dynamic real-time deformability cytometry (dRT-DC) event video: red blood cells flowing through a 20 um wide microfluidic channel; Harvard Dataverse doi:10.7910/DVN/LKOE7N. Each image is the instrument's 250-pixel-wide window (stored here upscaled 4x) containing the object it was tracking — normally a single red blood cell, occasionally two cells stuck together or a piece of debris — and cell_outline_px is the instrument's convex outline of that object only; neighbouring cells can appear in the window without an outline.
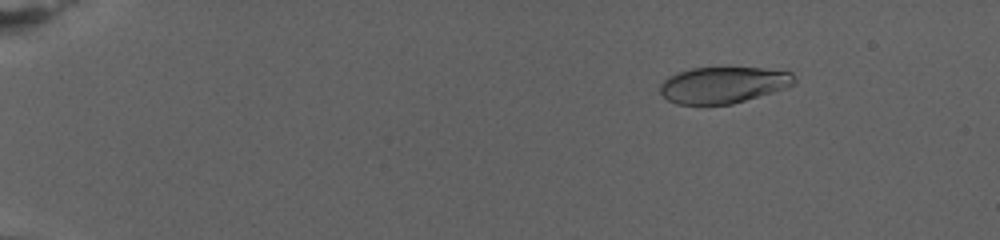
{"species": "human", "species_latin": "Homo sapiens", "temperature_condition": "warm", "stored_images_in_passage": 70, "camera_frame_rate_fps": 3000, "um_per_image_px": 0.085, "donor": {"sex": "female"}, "frame": {"image": 1, "passage_image": 12, "time_ms": 3.667, "image_size_px": [1000, 240], "cell_outline_px": [[796, 84], [772, 92], [732, 104], [676, 104], [668, 100], [660, 92], [660, 84], [668, 76], [692, 68], [760, 68], [792, 72], [796, 80]], "centroid_in_image_um": [61.48, 7.22], "position_along_channel_um": 23.5, "area_um2": 28.21}}
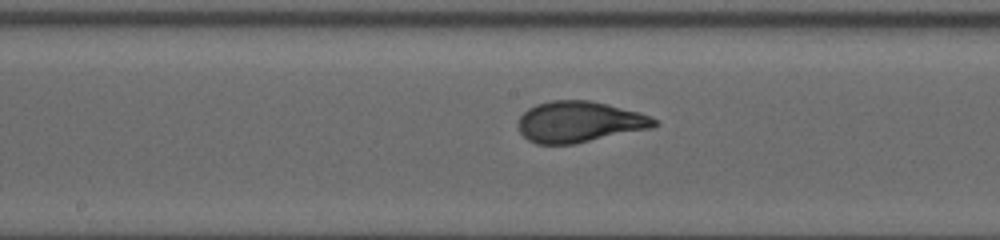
{"frame": {"image": 2, "passage_image": 45, "time_ms": 14.667, "image_size_px": [1000, 240], "cell_outline_px": [[656, 124], [652, 128], [572, 144], [536, 144], [528, 140], [520, 132], [516, 124], [520, 116], [528, 108], [536, 104], [552, 100], [588, 100], [640, 112], [656, 120]], "centroid_in_image_um": [49.19, 10.36], "position_along_channel_um": 199.0, "area_um2": 32.37}}
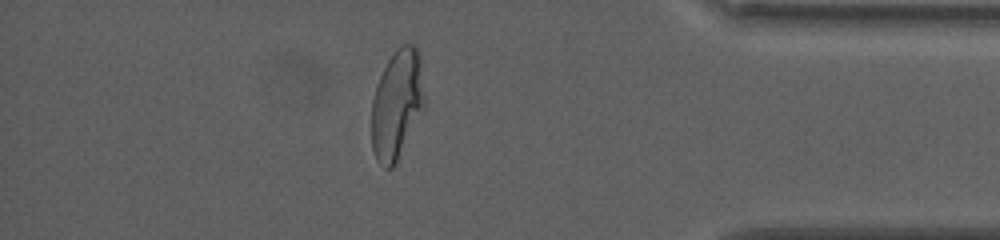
{"frame": {"image": 3, "passage_image": 70, "time_ms": 23.0, "image_size_px": [1000, 240], "cell_outline_px": [[424, 104], [396, 164], [392, 168], [384, 168], [376, 160], [372, 148], [372, 100], [376, 84], [388, 60], [396, 48], [400, 44], [412, 44], [416, 48], [420, 56], [424, 92]], "centroid_in_image_um": [33.72, 8.86], "position_along_channel_um": 401.5, "area_um2": 33.41}, "authors_computed_cell_mechanics": {"area_um2": 31.79, "velocity_mm_per_s": 2.7313, "shape_relaxation_time_tau1_ms": 6.3781, "shape_relaxation_time_tau2_ms": null, "deformation_change_tau1": 0.2309, "deformation_change_tau2": null}}